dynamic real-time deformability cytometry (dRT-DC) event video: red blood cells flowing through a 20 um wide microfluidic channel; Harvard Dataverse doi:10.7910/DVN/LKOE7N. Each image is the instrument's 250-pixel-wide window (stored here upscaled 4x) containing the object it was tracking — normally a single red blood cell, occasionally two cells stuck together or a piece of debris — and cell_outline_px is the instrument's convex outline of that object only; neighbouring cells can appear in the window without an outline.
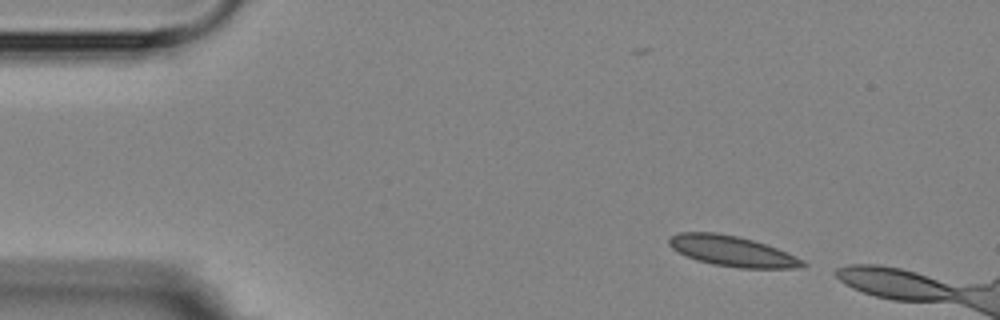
{"species": "Egyptian fruit bat (a non-hibernating species)", "species_latin": "Rousettus aegyptiacus", "temperature_condition": "room temperature", "stored_images_in_passage": 4, "camera_frame_rate_fps": 3000, "um_per_image_px": 0.085, "animal": {"sex": "female"}, "frame": {"image": 1, "passage_image": 1, "time_ms": 0.0, "image_size_px": [1000, 320], "cell_outline_px": [[808, 264], [796, 268], [740, 268], [712, 264], [696, 260], [672, 248], [668, 244], [668, 240], [672, 236], [680, 232], [716, 232], [736, 236], [752, 240], [776, 248], [804, 260]], "centroid_in_image_um": [62.23, 21.35], "position_along_channel_um": 22.8, "area_um2": 23.41}}